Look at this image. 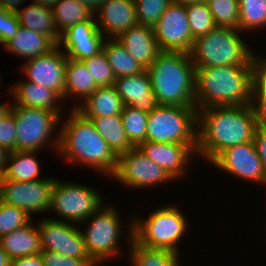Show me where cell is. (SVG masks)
<instances>
[{"label":"cell","mask_w":266,"mask_h":266,"mask_svg":"<svg viewBox=\"0 0 266 266\" xmlns=\"http://www.w3.org/2000/svg\"><path fill=\"white\" fill-rule=\"evenodd\" d=\"M0 266H12V259L0 246Z\"/></svg>","instance_id":"816d5d0a"},{"label":"cell","mask_w":266,"mask_h":266,"mask_svg":"<svg viewBox=\"0 0 266 266\" xmlns=\"http://www.w3.org/2000/svg\"><path fill=\"white\" fill-rule=\"evenodd\" d=\"M257 125L251 104L198 110L197 157L211 164L225 149L253 142Z\"/></svg>","instance_id":"6da1fadb"},{"label":"cell","mask_w":266,"mask_h":266,"mask_svg":"<svg viewBox=\"0 0 266 266\" xmlns=\"http://www.w3.org/2000/svg\"><path fill=\"white\" fill-rule=\"evenodd\" d=\"M111 179L132 191L175 181L161 166L147 158L139 147L118 156L117 168Z\"/></svg>","instance_id":"8fae6325"},{"label":"cell","mask_w":266,"mask_h":266,"mask_svg":"<svg viewBox=\"0 0 266 266\" xmlns=\"http://www.w3.org/2000/svg\"><path fill=\"white\" fill-rule=\"evenodd\" d=\"M0 246L12 260L41 254L38 224L30 221L25 226L3 235L0 237Z\"/></svg>","instance_id":"603a6c76"},{"label":"cell","mask_w":266,"mask_h":266,"mask_svg":"<svg viewBox=\"0 0 266 266\" xmlns=\"http://www.w3.org/2000/svg\"><path fill=\"white\" fill-rule=\"evenodd\" d=\"M253 88L252 93H266V56L259 55L255 48L252 55Z\"/></svg>","instance_id":"ee69618b"},{"label":"cell","mask_w":266,"mask_h":266,"mask_svg":"<svg viewBox=\"0 0 266 266\" xmlns=\"http://www.w3.org/2000/svg\"><path fill=\"white\" fill-rule=\"evenodd\" d=\"M52 9L60 36L79 22L95 21V12L78 0H59Z\"/></svg>","instance_id":"4dcf8cb0"},{"label":"cell","mask_w":266,"mask_h":266,"mask_svg":"<svg viewBox=\"0 0 266 266\" xmlns=\"http://www.w3.org/2000/svg\"><path fill=\"white\" fill-rule=\"evenodd\" d=\"M104 40H83L78 41L67 53V58L82 61L96 55L102 50Z\"/></svg>","instance_id":"60d3db41"},{"label":"cell","mask_w":266,"mask_h":266,"mask_svg":"<svg viewBox=\"0 0 266 266\" xmlns=\"http://www.w3.org/2000/svg\"><path fill=\"white\" fill-rule=\"evenodd\" d=\"M80 3L88 6L92 11H96L104 0H78Z\"/></svg>","instance_id":"f907efd6"},{"label":"cell","mask_w":266,"mask_h":266,"mask_svg":"<svg viewBox=\"0 0 266 266\" xmlns=\"http://www.w3.org/2000/svg\"><path fill=\"white\" fill-rule=\"evenodd\" d=\"M211 163L218 168L217 170L220 169V172L236 176L235 178L243 182L266 186V170L258 156L254 141L225 149Z\"/></svg>","instance_id":"9a60e30c"},{"label":"cell","mask_w":266,"mask_h":266,"mask_svg":"<svg viewBox=\"0 0 266 266\" xmlns=\"http://www.w3.org/2000/svg\"><path fill=\"white\" fill-rule=\"evenodd\" d=\"M266 29V0H239V30L247 35Z\"/></svg>","instance_id":"1f68e13d"},{"label":"cell","mask_w":266,"mask_h":266,"mask_svg":"<svg viewBox=\"0 0 266 266\" xmlns=\"http://www.w3.org/2000/svg\"><path fill=\"white\" fill-rule=\"evenodd\" d=\"M127 243L129 266H182L183 264L180 261V254L175 251L146 247L134 238Z\"/></svg>","instance_id":"4316f807"},{"label":"cell","mask_w":266,"mask_h":266,"mask_svg":"<svg viewBox=\"0 0 266 266\" xmlns=\"http://www.w3.org/2000/svg\"><path fill=\"white\" fill-rule=\"evenodd\" d=\"M30 221L32 217L23 209L0 200V237L25 226Z\"/></svg>","instance_id":"f35d334b"},{"label":"cell","mask_w":266,"mask_h":266,"mask_svg":"<svg viewBox=\"0 0 266 266\" xmlns=\"http://www.w3.org/2000/svg\"><path fill=\"white\" fill-rule=\"evenodd\" d=\"M39 151H11L3 174L5 180L35 181L45 179L40 176L41 163L37 159Z\"/></svg>","instance_id":"83f0119b"},{"label":"cell","mask_w":266,"mask_h":266,"mask_svg":"<svg viewBox=\"0 0 266 266\" xmlns=\"http://www.w3.org/2000/svg\"><path fill=\"white\" fill-rule=\"evenodd\" d=\"M12 266H45L41 254L12 260Z\"/></svg>","instance_id":"7dc6e473"},{"label":"cell","mask_w":266,"mask_h":266,"mask_svg":"<svg viewBox=\"0 0 266 266\" xmlns=\"http://www.w3.org/2000/svg\"><path fill=\"white\" fill-rule=\"evenodd\" d=\"M138 147L147 158L161 166L176 181L189 176L191 161L195 162L197 157V144L144 141Z\"/></svg>","instance_id":"e0dca14e"},{"label":"cell","mask_w":266,"mask_h":266,"mask_svg":"<svg viewBox=\"0 0 266 266\" xmlns=\"http://www.w3.org/2000/svg\"><path fill=\"white\" fill-rule=\"evenodd\" d=\"M56 46L57 44L49 36L20 26L17 34L8 40L3 48L8 54L26 61L47 54Z\"/></svg>","instance_id":"7402d4cb"},{"label":"cell","mask_w":266,"mask_h":266,"mask_svg":"<svg viewBox=\"0 0 266 266\" xmlns=\"http://www.w3.org/2000/svg\"><path fill=\"white\" fill-rule=\"evenodd\" d=\"M196 107L159 105L148 113L146 141L197 144Z\"/></svg>","instance_id":"9c48e42d"},{"label":"cell","mask_w":266,"mask_h":266,"mask_svg":"<svg viewBox=\"0 0 266 266\" xmlns=\"http://www.w3.org/2000/svg\"><path fill=\"white\" fill-rule=\"evenodd\" d=\"M85 118L91 120L117 157L135 147L127 137L121 115Z\"/></svg>","instance_id":"f1b7e54d"},{"label":"cell","mask_w":266,"mask_h":266,"mask_svg":"<svg viewBox=\"0 0 266 266\" xmlns=\"http://www.w3.org/2000/svg\"><path fill=\"white\" fill-rule=\"evenodd\" d=\"M26 1L27 0H0V7L16 13L19 10L20 5Z\"/></svg>","instance_id":"c3c4849f"},{"label":"cell","mask_w":266,"mask_h":266,"mask_svg":"<svg viewBox=\"0 0 266 266\" xmlns=\"http://www.w3.org/2000/svg\"><path fill=\"white\" fill-rule=\"evenodd\" d=\"M182 211L177 204L170 203L153 209L146 218L134 214L133 238L146 247L169 249L180 254L182 238L187 236L190 226L189 216Z\"/></svg>","instance_id":"52a82bcc"},{"label":"cell","mask_w":266,"mask_h":266,"mask_svg":"<svg viewBox=\"0 0 266 266\" xmlns=\"http://www.w3.org/2000/svg\"><path fill=\"white\" fill-rule=\"evenodd\" d=\"M96 21H83L75 24L61 35L58 44L66 54L78 41L83 40H104ZM63 47V49H62Z\"/></svg>","instance_id":"e575fe53"},{"label":"cell","mask_w":266,"mask_h":266,"mask_svg":"<svg viewBox=\"0 0 266 266\" xmlns=\"http://www.w3.org/2000/svg\"><path fill=\"white\" fill-rule=\"evenodd\" d=\"M251 106L257 123L266 125V93H252Z\"/></svg>","instance_id":"f6af8a7d"},{"label":"cell","mask_w":266,"mask_h":266,"mask_svg":"<svg viewBox=\"0 0 266 266\" xmlns=\"http://www.w3.org/2000/svg\"><path fill=\"white\" fill-rule=\"evenodd\" d=\"M254 144L256 146L258 156L262 161V165L266 170V125H257L254 137Z\"/></svg>","instance_id":"bcb514c9"},{"label":"cell","mask_w":266,"mask_h":266,"mask_svg":"<svg viewBox=\"0 0 266 266\" xmlns=\"http://www.w3.org/2000/svg\"><path fill=\"white\" fill-rule=\"evenodd\" d=\"M45 266H98L92 259H75L53 251H42Z\"/></svg>","instance_id":"7bdbcfd3"},{"label":"cell","mask_w":266,"mask_h":266,"mask_svg":"<svg viewBox=\"0 0 266 266\" xmlns=\"http://www.w3.org/2000/svg\"><path fill=\"white\" fill-rule=\"evenodd\" d=\"M94 17L105 39H116L138 24L134 0H104Z\"/></svg>","instance_id":"ac0fdd59"},{"label":"cell","mask_w":266,"mask_h":266,"mask_svg":"<svg viewBox=\"0 0 266 266\" xmlns=\"http://www.w3.org/2000/svg\"><path fill=\"white\" fill-rule=\"evenodd\" d=\"M242 34V35H241ZM239 29L216 27L194 40L189 53L195 67L252 66L254 48Z\"/></svg>","instance_id":"8992f818"},{"label":"cell","mask_w":266,"mask_h":266,"mask_svg":"<svg viewBox=\"0 0 266 266\" xmlns=\"http://www.w3.org/2000/svg\"><path fill=\"white\" fill-rule=\"evenodd\" d=\"M98 86L92 79L91 74L82 61L67 58L65 72V105L66 101L77 102L69 107L75 109L88 96H90ZM72 97H74L72 99ZM80 100V101H79Z\"/></svg>","instance_id":"cb8c5ba5"},{"label":"cell","mask_w":266,"mask_h":266,"mask_svg":"<svg viewBox=\"0 0 266 266\" xmlns=\"http://www.w3.org/2000/svg\"><path fill=\"white\" fill-rule=\"evenodd\" d=\"M102 50L116 78L137 75L146 70L117 39H104Z\"/></svg>","instance_id":"f546056e"},{"label":"cell","mask_w":266,"mask_h":266,"mask_svg":"<svg viewBox=\"0 0 266 266\" xmlns=\"http://www.w3.org/2000/svg\"><path fill=\"white\" fill-rule=\"evenodd\" d=\"M185 10L194 40L217 27L207 2L185 5Z\"/></svg>","instance_id":"836d02e7"},{"label":"cell","mask_w":266,"mask_h":266,"mask_svg":"<svg viewBox=\"0 0 266 266\" xmlns=\"http://www.w3.org/2000/svg\"><path fill=\"white\" fill-rule=\"evenodd\" d=\"M146 70L159 105L195 107L196 67L188 53L161 51Z\"/></svg>","instance_id":"277c9868"},{"label":"cell","mask_w":266,"mask_h":266,"mask_svg":"<svg viewBox=\"0 0 266 266\" xmlns=\"http://www.w3.org/2000/svg\"><path fill=\"white\" fill-rule=\"evenodd\" d=\"M33 3H38L41 6L47 7V8H53V6L59 1V0H31Z\"/></svg>","instance_id":"f5cc1de1"},{"label":"cell","mask_w":266,"mask_h":266,"mask_svg":"<svg viewBox=\"0 0 266 266\" xmlns=\"http://www.w3.org/2000/svg\"><path fill=\"white\" fill-rule=\"evenodd\" d=\"M42 216L37 221L42 251H53L75 259H91L78 224Z\"/></svg>","instance_id":"4fadbf2b"},{"label":"cell","mask_w":266,"mask_h":266,"mask_svg":"<svg viewBox=\"0 0 266 266\" xmlns=\"http://www.w3.org/2000/svg\"><path fill=\"white\" fill-rule=\"evenodd\" d=\"M98 190L72 181L56 178L51 192V213L55 220L80 224L106 203ZM58 216H60L58 218Z\"/></svg>","instance_id":"30bf717a"},{"label":"cell","mask_w":266,"mask_h":266,"mask_svg":"<svg viewBox=\"0 0 266 266\" xmlns=\"http://www.w3.org/2000/svg\"><path fill=\"white\" fill-rule=\"evenodd\" d=\"M11 86L8 87L9 92L7 93L13 97L11 99H13L14 105L54 111L63 116L62 114L65 112L62 110L64 107L63 98L52 89L27 80L17 81Z\"/></svg>","instance_id":"ffe728a7"},{"label":"cell","mask_w":266,"mask_h":266,"mask_svg":"<svg viewBox=\"0 0 266 266\" xmlns=\"http://www.w3.org/2000/svg\"><path fill=\"white\" fill-rule=\"evenodd\" d=\"M114 87L124 105L146 113H151L159 106L147 70L137 75L116 78Z\"/></svg>","instance_id":"d6986e66"},{"label":"cell","mask_w":266,"mask_h":266,"mask_svg":"<svg viewBox=\"0 0 266 266\" xmlns=\"http://www.w3.org/2000/svg\"><path fill=\"white\" fill-rule=\"evenodd\" d=\"M10 110L15 118L16 151L41 152L43 148H49L57 154L60 132L58 126L62 117L58 112L13 103Z\"/></svg>","instance_id":"ba28073f"},{"label":"cell","mask_w":266,"mask_h":266,"mask_svg":"<svg viewBox=\"0 0 266 266\" xmlns=\"http://www.w3.org/2000/svg\"><path fill=\"white\" fill-rule=\"evenodd\" d=\"M56 177L35 181L5 180L0 176V200L23 209L29 216L49 213Z\"/></svg>","instance_id":"7c38bea8"},{"label":"cell","mask_w":266,"mask_h":266,"mask_svg":"<svg viewBox=\"0 0 266 266\" xmlns=\"http://www.w3.org/2000/svg\"><path fill=\"white\" fill-rule=\"evenodd\" d=\"M160 51L190 53L194 39L185 5L173 2L153 26Z\"/></svg>","instance_id":"5bb4252c"},{"label":"cell","mask_w":266,"mask_h":266,"mask_svg":"<svg viewBox=\"0 0 266 266\" xmlns=\"http://www.w3.org/2000/svg\"><path fill=\"white\" fill-rule=\"evenodd\" d=\"M19 27L16 13L0 7V44L2 46L17 34Z\"/></svg>","instance_id":"b9f144b4"},{"label":"cell","mask_w":266,"mask_h":266,"mask_svg":"<svg viewBox=\"0 0 266 266\" xmlns=\"http://www.w3.org/2000/svg\"><path fill=\"white\" fill-rule=\"evenodd\" d=\"M116 208L117 206H112V203L107 205L104 203L95 213L79 224L81 227L86 223L85 229L80 228L85 248L90 258L98 266H103L112 258L116 260L123 256L124 250L121 249L120 243L122 239L125 240L124 234L125 236L128 234L125 241L130 242L133 238V217L128 219L127 224H130L125 226L123 218L119 216L122 213Z\"/></svg>","instance_id":"5b68a950"},{"label":"cell","mask_w":266,"mask_h":266,"mask_svg":"<svg viewBox=\"0 0 266 266\" xmlns=\"http://www.w3.org/2000/svg\"><path fill=\"white\" fill-rule=\"evenodd\" d=\"M69 112L67 117L65 113L61 117L57 156L64 158V162L69 165L77 163L92 171L94 169L101 177H112L117 168L118 157L91 120L75 109H70Z\"/></svg>","instance_id":"7a4b0ae2"},{"label":"cell","mask_w":266,"mask_h":266,"mask_svg":"<svg viewBox=\"0 0 266 266\" xmlns=\"http://www.w3.org/2000/svg\"><path fill=\"white\" fill-rule=\"evenodd\" d=\"M116 39L145 69L154 62L161 52L154 36L153 27L150 26L137 24Z\"/></svg>","instance_id":"44dd1931"},{"label":"cell","mask_w":266,"mask_h":266,"mask_svg":"<svg viewBox=\"0 0 266 266\" xmlns=\"http://www.w3.org/2000/svg\"><path fill=\"white\" fill-rule=\"evenodd\" d=\"M121 118L127 137L135 147L146 141L148 113L125 105Z\"/></svg>","instance_id":"d6a6232c"},{"label":"cell","mask_w":266,"mask_h":266,"mask_svg":"<svg viewBox=\"0 0 266 266\" xmlns=\"http://www.w3.org/2000/svg\"><path fill=\"white\" fill-rule=\"evenodd\" d=\"M252 88V66L196 67L195 107L250 105Z\"/></svg>","instance_id":"3957f363"},{"label":"cell","mask_w":266,"mask_h":266,"mask_svg":"<svg viewBox=\"0 0 266 266\" xmlns=\"http://www.w3.org/2000/svg\"><path fill=\"white\" fill-rule=\"evenodd\" d=\"M82 62L98 87L114 86L116 77L103 50Z\"/></svg>","instance_id":"8d00e7d4"},{"label":"cell","mask_w":266,"mask_h":266,"mask_svg":"<svg viewBox=\"0 0 266 266\" xmlns=\"http://www.w3.org/2000/svg\"><path fill=\"white\" fill-rule=\"evenodd\" d=\"M16 15L20 26L47 35L59 44L61 36L56 29L53 9L31 1L30 5L20 8Z\"/></svg>","instance_id":"484cf974"},{"label":"cell","mask_w":266,"mask_h":266,"mask_svg":"<svg viewBox=\"0 0 266 266\" xmlns=\"http://www.w3.org/2000/svg\"><path fill=\"white\" fill-rule=\"evenodd\" d=\"M174 2L183 4V5H189V4H194V3L207 2V0H174Z\"/></svg>","instance_id":"11a10c76"},{"label":"cell","mask_w":266,"mask_h":266,"mask_svg":"<svg viewBox=\"0 0 266 266\" xmlns=\"http://www.w3.org/2000/svg\"><path fill=\"white\" fill-rule=\"evenodd\" d=\"M124 103L114 86L98 87L75 110L83 117L121 115Z\"/></svg>","instance_id":"d4e9b609"},{"label":"cell","mask_w":266,"mask_h":266,"mask_svg":"<svg viewBox=\"0 0 266 266\" xmlns=\"http://www.w3.org/2000/svg\"><path fill=\"white\" fill-rule=\"evenodd\" d=\"M0 145L9 152L16 151L15 118L11 110L0 119Z\"/></svg>","instance_id":"ab89813d"},{"label":"cell","mask_w":266,"mask_h":266,"mask_svg":"<svg viewBox=\"0 0 266 266\" xmlns=\"http://www.w3.org/2000/svg\"><path fill=\"white\" fill-rule=\"evenodd\" d=\"M0 73H1V72H0ZM1 80H2V79H1V76H0V90H1V86H2V84H1L2 81H1Z\"/></svg>","instance_id":"9f6ffc18"},{"label":"cell","mask_w":266,"mask_h":266,"mask_svg":"<svg viewBox=\"0 0 266 266\" xmlns=\"http://www.w3.org/2000/svg\"><path fill=\"white\" fill-rule=\"evenodd\" d=\"M217 27L239 29V0H207Z\"/></svg>","instance_id":"d590c367"},{"label":"cell","mask_w":266,"mask_h":266,"mask_svg":"<svg viewBox=\"0 0 266 266\" xmlns=\"http://www.w3.org/2000/svg\"><path fill=\"white\" fill-rule=\"evenodd\" d=\"M9 153L10 152L5 147L0 145V176L5 170Z\"/></svg>","instance_id":"681fc988"},{"label":"cell","mask_w":266,"mask_h":266,"mask_svg":"<svg viewBox=\"0 0 266 266\" xmlns=\"http://www.w3.org/2000/svg\"><path fill=\"white\" fill-rule=\"evenodd\" d=\"M11 104L12 103H3V102H1V100H0V119L3 117V116H5L9 111H10V108H11Z\"/></svg>","instance_id":"db71d44e"},{"label":"cell","mask_w":266,"mask_h":266,"mask_svg":"<svg viewBox=\"0 0 266 266\" xmlns=\"http://www.w3.org/2000/svg\"><path fill=\"white\" fill-rule=\"evenodd\" d=\"M20 69L25 80L57 92L65 103L67 56L58 45L47 54L24 61Z\"/></svg>","instance_id":"2e32d148"},{"label":"cell","mask_w":266,"mask_h":266,"mask_svg":"<svg viewBox=\"0 0 266 266\" xmlns=\"http://www.w3.org/2000/svg\"><path fill=\"white\" fill-rule=\"evenodd\" d=\"M138 24L153 27L174 0H134Z\"/></svg>","instance_id":"74e56055"}]
</instances>
